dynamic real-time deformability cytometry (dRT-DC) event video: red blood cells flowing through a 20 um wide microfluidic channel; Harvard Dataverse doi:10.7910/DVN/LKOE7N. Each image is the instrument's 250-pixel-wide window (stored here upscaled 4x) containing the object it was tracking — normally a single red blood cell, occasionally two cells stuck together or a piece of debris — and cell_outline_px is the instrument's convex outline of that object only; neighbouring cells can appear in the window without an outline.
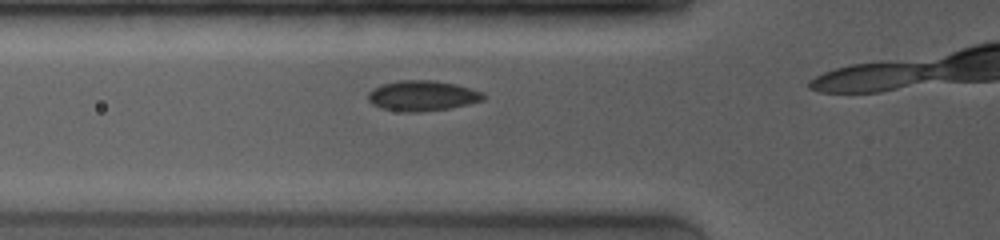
{"species": "common noctule bat (a hibernating species)", "species_latin": "Nyctalus noctula", "temperature_condition": "room temperature", "stored_images_in_passage": 13, "camera_frame_rate_fps": 4000, "um_per_image_px": 0.085, "animal": {"sex": "female", "body_mass_g": 19.0, "forearm_length_mm": 53.3}, "frame": {"image": 1, "passage_image": 8, "time_ms": 1.75, "image_size_px": [1000, 240], "cell_outline_px": [[488, 96], [484, 100], [468, 104], [448, 108], [420, 112], [404, 112], [380, 108], [372, 104], [368, 100], [368, 92], [372, 88], [384, 84], [400, 80], [432, 80], [456, 84], [484, 92]], "centroid_in_image_um": [35.92, 8.14], "position_along_channel_um": 89.9, "area_um2": 20.52}}